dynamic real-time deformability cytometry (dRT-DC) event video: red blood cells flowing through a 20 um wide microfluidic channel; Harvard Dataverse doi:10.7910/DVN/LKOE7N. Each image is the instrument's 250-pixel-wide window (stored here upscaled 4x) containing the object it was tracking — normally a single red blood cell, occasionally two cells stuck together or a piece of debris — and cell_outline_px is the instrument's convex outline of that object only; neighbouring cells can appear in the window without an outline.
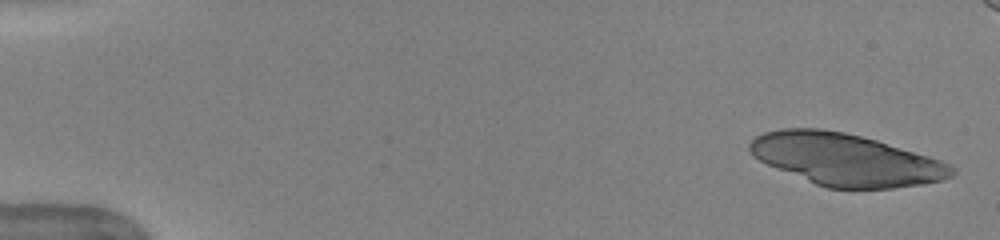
{"species": "human", "species_latin": "Homo sapiens", "temperature_condition": "warm", "stored_images_in_passage": 32, "camera_frame_rate_fps": 3000, "um_per_image_px": 0.085, "donor": {"sex": "female"}, "frame": {"image": 1, "passage_image": 1, "time_ms": 0.0, "image_size_px": [1000, 240], "cell_outline_px": [[956, 172], [952, 176], [944, 180], [924, 184], [892, 188], [828, 188], [816, 184], [768, 164], [752, 156], [748, 148], [748, 144], [756, 136], [764, 132], [780, 128], [820, 128], [844, 132], [876, 140], [928, 156], [940, 160], [956, 168]], "centroid_in_image_um": [71.89, 13.56], "position_along_channel_um": 13.1, "area_um2": 60.81}}